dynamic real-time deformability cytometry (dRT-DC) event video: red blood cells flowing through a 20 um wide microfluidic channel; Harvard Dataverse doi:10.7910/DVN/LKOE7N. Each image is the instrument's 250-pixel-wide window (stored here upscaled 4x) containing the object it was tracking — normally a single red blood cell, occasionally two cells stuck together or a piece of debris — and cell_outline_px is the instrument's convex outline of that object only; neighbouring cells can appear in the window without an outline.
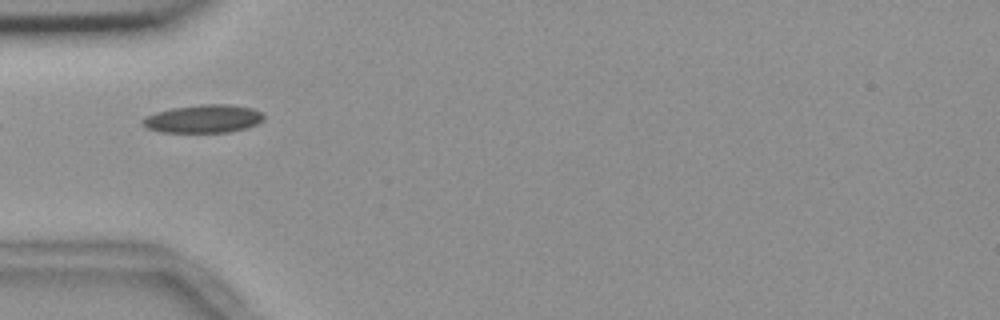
{"species": "common noctule bat (a hibernating species)", "species_latin": "Nyctalus noctula", "temperature_condition": "room temperature", "stored_images_in_passage": 4, "camera_frame_rate_fps": 3000, "um_per_image_px": 0.085, "animal": {"sex": "female", "body_mass_g": 18.4}, "frame": {"image": 1, "passage_image": 1, "time_ms": 0.0, "image_size_px": [1000, 320], "cell_outline_px": [[264, 120], [256, 124], [244, 128], [228, 132], [164, 132], [148, 128], [140, 124], [140, 120], [156, 112], [172, 108], [200, 104], [228, 104], [252, 108], [260, 112], [264, 116]], "centroid_in_image_um": [17.28, 10.09], "position_along_channel_um": 67.7, "area_um2": 19.71}}